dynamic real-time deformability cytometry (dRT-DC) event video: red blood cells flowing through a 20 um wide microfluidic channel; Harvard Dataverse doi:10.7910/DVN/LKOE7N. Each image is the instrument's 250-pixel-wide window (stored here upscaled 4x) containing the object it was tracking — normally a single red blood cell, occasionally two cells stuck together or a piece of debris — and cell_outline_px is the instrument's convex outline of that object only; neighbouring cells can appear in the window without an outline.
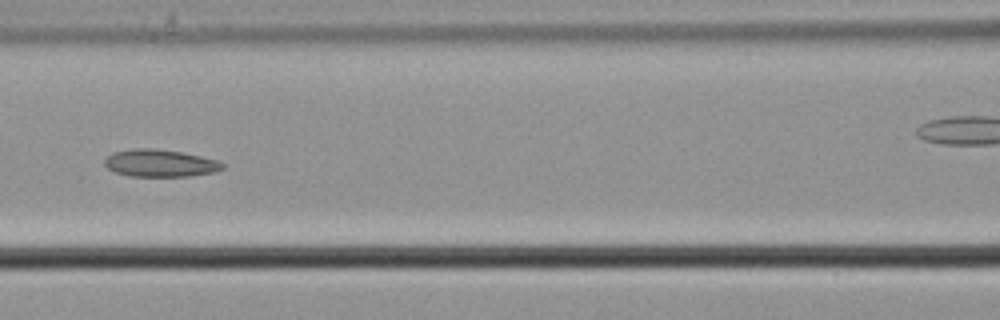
{"species": "common noctule bat (a hibernating species)", "species_latin": "Nyctalus noctula", "temperature_condition": "cold", "stored_images_in_passage": 9, "segment_of_instrument_passage": [1, 2], "camera_frame_rate_fps": 3000, "um_per_image_px": 0.085, "animal": {"sex": "male", "body_mass_g": 21.5, "forearm_length_mm": 52.0}, "frame": {"image": 1, "passage_image": 6, "time_ms": 1.667, "image_size_px": [1000, 320], "cell_outline_px": [[224, 168], [216, 172], [188, 176], [128, 176], [116, 172], [108, 168], [104, 164], [104, 160], [112, 152], [136, 148], [152, 148], [180, 152], [200, 156], [216, 160], [224, 164]], "centroid_in_image_um": [13.59, 13.87], "position_along_channel_um": 153.0, "area_um2": 18.67}}